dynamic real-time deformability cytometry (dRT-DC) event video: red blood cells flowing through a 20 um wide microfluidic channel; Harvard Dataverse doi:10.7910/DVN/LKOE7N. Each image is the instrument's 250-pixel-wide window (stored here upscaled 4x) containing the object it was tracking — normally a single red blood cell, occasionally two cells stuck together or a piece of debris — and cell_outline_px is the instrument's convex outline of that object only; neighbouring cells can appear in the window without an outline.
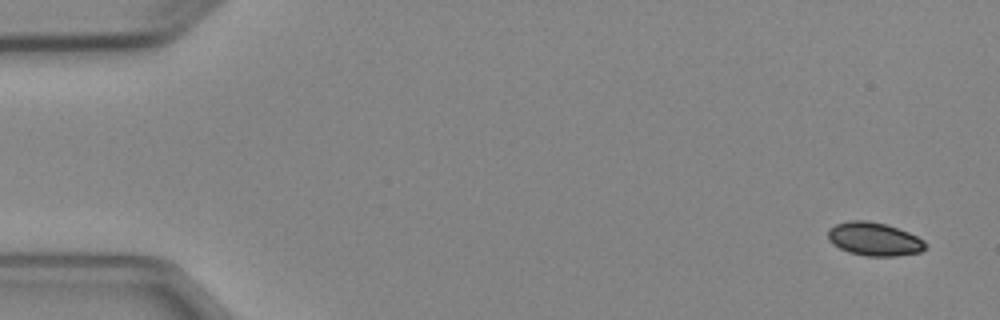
{"species": "Egyptian fruit bat (a non-hibernating species)", "species_latin": "Rousettus aegyptiacus", "temperature_condition": "cold", "stored_images_in_passage": 6, "segment_of_instrument_passage": [2, 2], "camera_frame_rate_fps": 3000, "um_per_image_px": 0.085, "animal": {"sex": "female"}, "frame": {"image": 1, "passage_image": 6, "time_ms": 5.667, "image_size_px": [1000, 320], "cell_outline_px": [[924, 248], [920, 252], [896, 256], [864, 256], [848, 252], [832, 244], [828, 240], [828, 228], [836, 224], [848, 220], [868, 220], [884, 224], [908, 232], [924, 240]], "centroid_in_image_um": [74.25, 20.32], "position_along_channel_um": 10.8, "area_um2": 18.9}}